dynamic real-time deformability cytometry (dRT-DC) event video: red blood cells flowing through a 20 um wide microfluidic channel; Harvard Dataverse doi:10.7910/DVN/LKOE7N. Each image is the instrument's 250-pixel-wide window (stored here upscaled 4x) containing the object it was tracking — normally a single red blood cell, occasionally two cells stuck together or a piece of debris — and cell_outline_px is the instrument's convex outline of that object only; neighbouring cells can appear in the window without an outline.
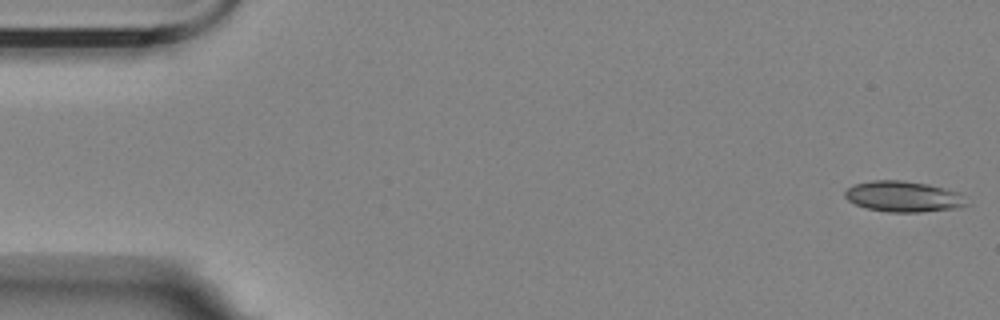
{"species": "Egyptian fruit bat (a non-hibernating species)", "species_latin": "Rousettus aegyptiacus", "temperature_condition": "room temperature", "stored_images_in_passage": 51, "camera_frame_rate_fps": 3000, "um_per_image_px": 0.085, "animal": {"sex": "female"}, "frame": {"image": 1, "passage_image": 1, "time_ms": 0.0, "image_size_px": [1000, 320], "cell_outline_px": [[964, 204], [956, 208], [920, 212], [888, 212], [868, 208], [856, 204], [848, 200], [844, 196], [844, 192], [848, 188], [856, 184], [872, 180], [900, 180], [928, 184], [956, 192]], "centroid_in_image_um": [76.67, 16.7], "position_along_channel_um": 8.3, "area_um2": 21.15}}
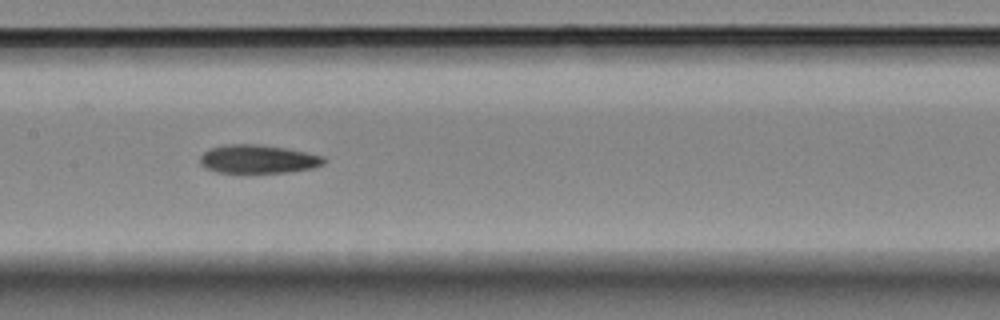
{"frame": {"image": 2, "passage_image": 27, "time_ms": 8.667, "image_size_px": [1000, 320], "cell_outline_px": [[328, 160], [324, 164], [312, 168], [288, 172], [216, 172], [204, 168], [200, 164], [200, 156], [208, 148], [224, 144], [256, 144], [284, 148], [324, 156]], "centroid_in_image_um": [21.9, 13.52], "position_along_channel_um": 185.5, "area_um2": 20.58}}
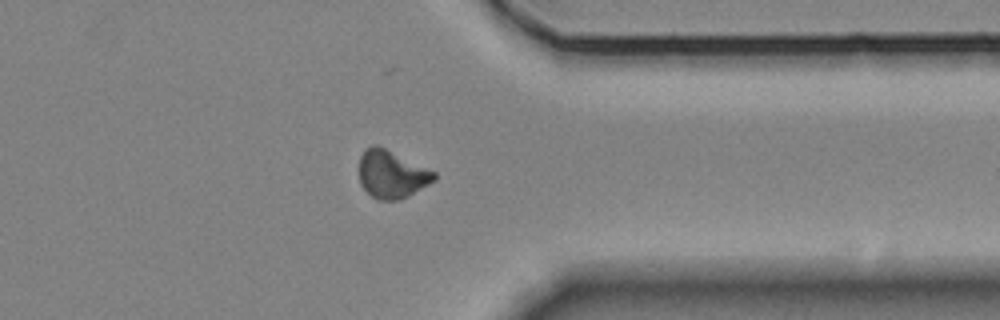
{"frame": {"image": 3, "passage_image": 44, "time_ms": 14.333, "image_size_px": [1000, 320], "cell_outline_px": [[436, 180], [408, 196], [400, 200], [376, 200], [360, 184], [360, 156], [364, 148], [372, 144], [376, 144], [436, 172]], "centroid_in_image_um": [33.29, 14.81], "position_along_channel_um": 378.1, "area_um2": 20.87}, "authors_computed_cell_mechanics": {"area_um2": 20.8658, "velocity_mm_per_s": 3.5122, "shape_relaxation_time_tau1_ms": 4.5739, "shape_relaxation_time_tau2_ms": null, "deformation_change_tau1": 0.1161, "deformation_change_tau2": null}}